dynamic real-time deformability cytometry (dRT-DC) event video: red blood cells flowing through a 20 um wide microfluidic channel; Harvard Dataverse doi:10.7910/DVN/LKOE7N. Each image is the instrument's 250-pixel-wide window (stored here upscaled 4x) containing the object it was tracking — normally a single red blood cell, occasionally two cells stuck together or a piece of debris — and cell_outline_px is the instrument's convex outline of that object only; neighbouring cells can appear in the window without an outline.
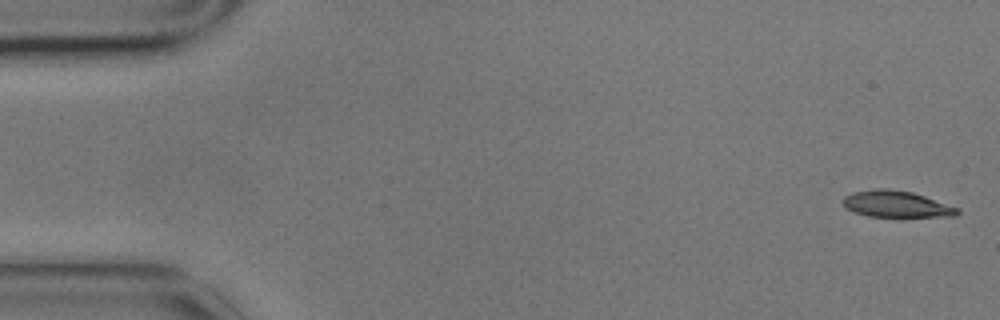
{"species": "common noctule bat (a hibernating species)", "species_latin": "Nyctalus noctula", "temperature_condition": "cold", "stored_images_in_passage": 5, "camera_frame_rate_fps": 3000, "um_per_image_px": 0.085, "animal": {"sex": "male", "body_mass_g": 17.9}, "frame": {"image": 1, "passage_image": 1, "time_ms": 0.0, "image_size_px": [1000, 320], "cell_outline_px": [[960, 212], [956, 216], [868, 216], [844, 208], [844, 196], [852, 192], [876, 188], [888, 188], [912, 192], [960, 208]], "centroid_in_image_um": [76.19, 17.33], "position_along_channel_um": 8.8, "area_um2": 17.51}}
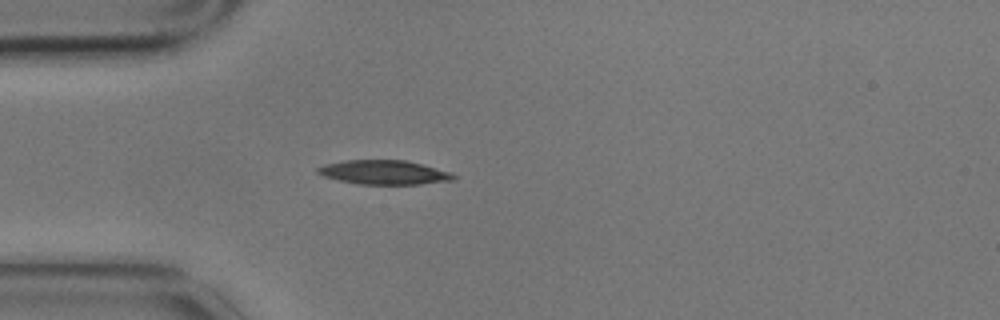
{"frame": {"image": 2, "passage_image": 5, "time_ms": 1.333, "image_size_px": [1000, 320], "cell_outline_px": [[456, 180], [420, 184], [360, 184], [340, 180], [324, 176], [316, 172], [316, 168], [324, 164], [344, 160], [404, 160], [420, 164], [448, 172], [456, 176]], "centroid_in_image_um": [32.61, 14.65], "position_along_channel_um": 52.4, "area_um2": 18.9}}